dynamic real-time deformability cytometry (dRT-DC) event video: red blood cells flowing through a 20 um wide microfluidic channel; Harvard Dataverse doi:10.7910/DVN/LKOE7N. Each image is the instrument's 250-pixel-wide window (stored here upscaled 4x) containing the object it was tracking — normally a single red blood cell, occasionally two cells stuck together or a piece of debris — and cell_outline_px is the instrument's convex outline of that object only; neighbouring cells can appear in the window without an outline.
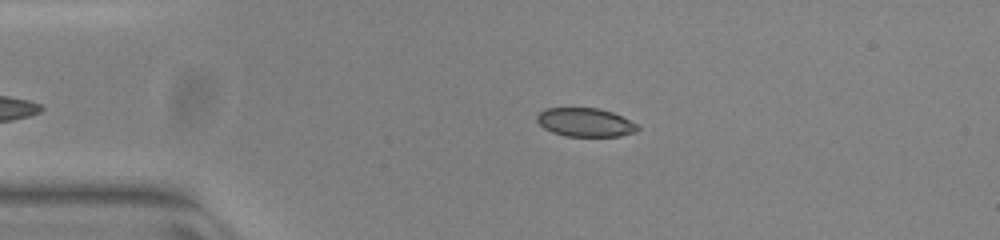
{"species": "common noctule bat (a hibernating species)", "species_latin": "Nyctalus noctula", "temperature_condition": "warm", "stored_images_in_passage": 39, "camera_frame_rate_fps": 3000, "um_per_image_px": 0.085, "animal": {"sex": "female", "body_mass_g": 23.0, "forearm_length_mm": 53.4}, "frame": {"image": 1, "passage_image": 4, "time_ms": 1.0, "image_size_px": [1000, 240], "cell_outline_px": [[640, 128], [636, 132], [620, 136], [564, 136], [552, 132], [544, 128], [536, 120], [536, 116], [544, 108], [600, 108], [612, 112], [636, 124]], "centroid_in_image_um": [49.73, 10.4], "position_along_channel_um": 35.3, "area_um2": 16.76}}
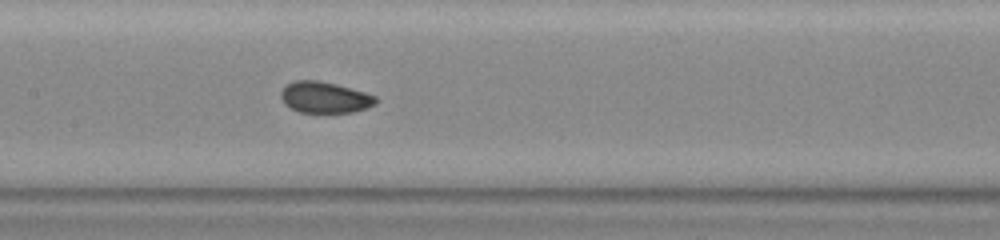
{"frame": {"image": 2, "passage_image": 18, "time_ms": 5.667, "image_size_px": [1000, 240], "cell_outline_px": [[376, 104], [368, 108], [352, 112], [300, 112], [284, 104], [280, 96], [280, 92], [288, 84], [296, 80], [316, 80], [336, 84], [364, 92], [376, 96]], "centroid_in_image_um": [27.6, 8.28], "position_along_channel_um": 179.8, "area_um2": 17.11}}
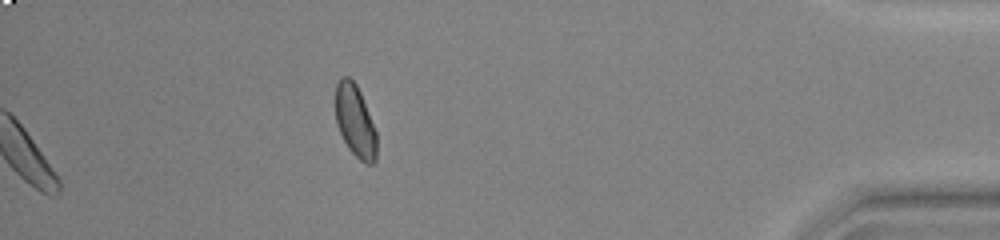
{"frame": {"image": 3, "passage_image": 39, "time_ms": 12.667, "image_size_px": [1000, 240], "cell_outline_px": [[376, 160], [372, 164], [364, 164], [348, 148], [336, 124], [336, 84], [340, 76], [348, 76], [356, 84], [360, 92], [376, 132]], "centroid_in_image_um": [30.18, 10.29], "position_along_channel_um": 405.0, "area_um2": 17.17}, "authors_computed_cell_mechanics": {"area_um2": 17.3978, "velocity_mm_per_s": 3.9344, "shape_relaxation_time_tau1_ms": 10.3956, "shape_relaxation_time_tau2_ms": 0.6373, "deformation_change_tau1": 0.1971, "deformation_change_tau2": 0.048}}